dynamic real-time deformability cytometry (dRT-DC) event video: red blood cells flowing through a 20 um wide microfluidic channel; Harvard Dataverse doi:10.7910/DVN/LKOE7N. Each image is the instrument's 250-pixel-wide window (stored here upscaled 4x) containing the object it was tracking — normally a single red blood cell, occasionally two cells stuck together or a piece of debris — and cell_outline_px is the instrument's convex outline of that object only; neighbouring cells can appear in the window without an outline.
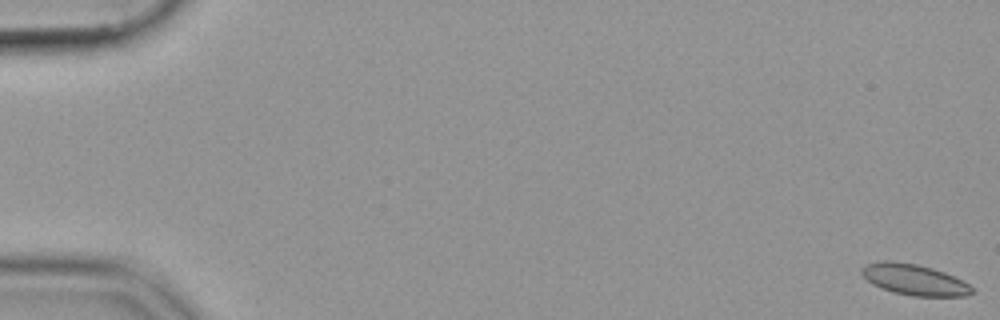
{"species": "common noctule bat (a hibernating species)", "species_latin": "Nyctalus noctula", "temperature_condition": "cold", "stored_images_in_passage": 55, "camera_frame_rate_fps": 3000, "um_per_image_px": 0.085, "animal": {"sex": "female", "body_mass_g": 19.9}, "frame": {"image": 1, "passage_image": 1, "time_ms": 0.0, "image_size_px": [1000, 320], "cell_outline_px": [[976, 292], [964, 296], [912, 296], [892, 292], [880, 288], [872, 284], [860, 272], [860, 268], [868, 264], [880, 260], [892, 260], [916, 264], [932, 268], [944, 272], [968, 284]], "centroid_in_image_um": [77.68, 23.77], "position_along_channel_um": 7.3, "area_um2": 19.88}}
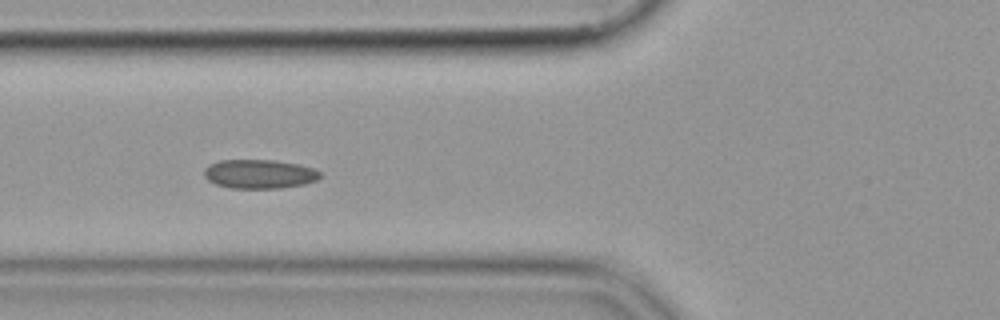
{"frame": {"image": 2, "passage_image": 22, "time_ms": 7.0, "image_size_px": [1000, 320], "cell_outline_px": [[320, 176], [316, 180], [304, 184], [280, 188], [232, 188], [216, 184], [208, 180], [204, 176], [204, 168], [208, 164], [220, 160], [276, 160], [296, 164], [312, 168], [320, 172]], "centroid_in_image_um": [22.01, 14.78], "position_along_channel_um": 103.8, "area_um2": 19.54}}
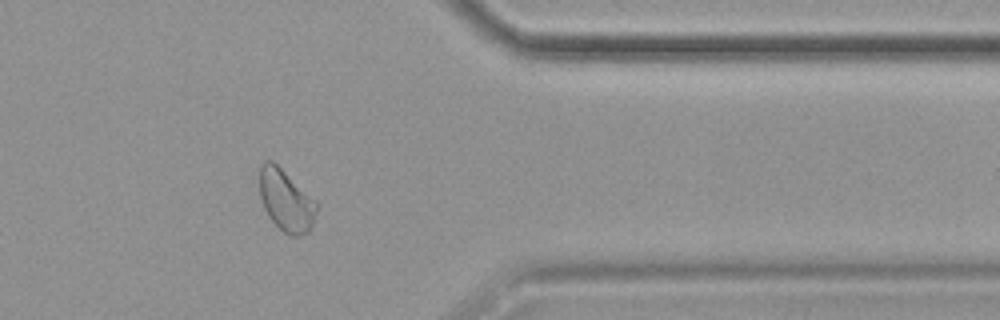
{"frame": {"image": 3, "passage_image": 46, "time_ms": 15.0, "image_size_px": [1000, 320], "cell_outline_px": [[320, 204], [312, 224], [308, 232], [300, 236], [292, 236], [284, 232], [268, 216], [264, 208], [260, 196], [260, 164], [268, 160], [272, 160]], "centroid_in_image_um": [24.33, 17.04], "position_along_channel_um": 387.1, "area_um2": 20.4}}